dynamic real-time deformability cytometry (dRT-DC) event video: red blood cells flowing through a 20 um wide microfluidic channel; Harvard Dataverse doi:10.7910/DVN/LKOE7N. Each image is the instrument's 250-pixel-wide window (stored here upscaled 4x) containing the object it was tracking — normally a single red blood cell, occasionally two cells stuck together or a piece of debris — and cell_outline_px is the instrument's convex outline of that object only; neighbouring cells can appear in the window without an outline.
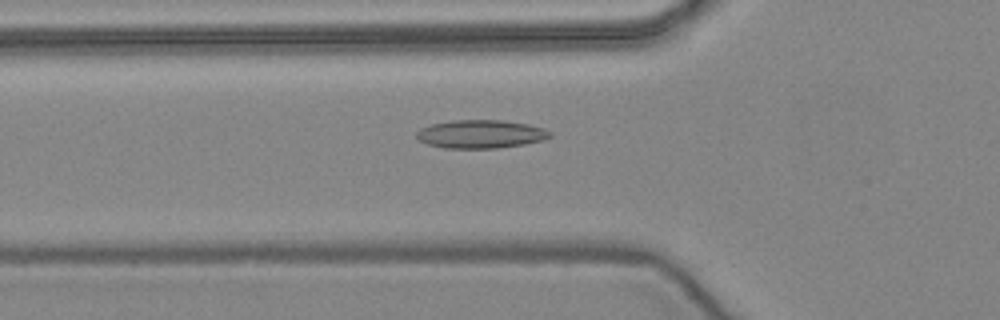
{"species": "common noctule bat (a hibernating species)", "species_latin": "Nyctalus noctula", "temperature_condition": "warm", "stored_images_in_passage": 46, "camera_frame_rate_fps": 3000, "um_per_image_px": 0.085, "animal": {"sex": "female", "body_mass_g": 24.6, "forearm_length_mm": 56.2}, "frame": {"image": 1, "passage_image": 12, "time_ms": 3.667, "image_size_px": [1000, 320], "cell_outline_px": [[552, 136], [544, 140], [524, 144], [496, 148], [444, 148], [428, 144], [420, 140], [416, 136], [416, 132], [420, 128], [432, 124], [452, 120], [504, 120], [528, 124], [544, 128], [552, 132]], "centroid_in_image_um": [40.89, 11.39], "position_along_channel_um": 84.9, "area_um2": 22.08}}
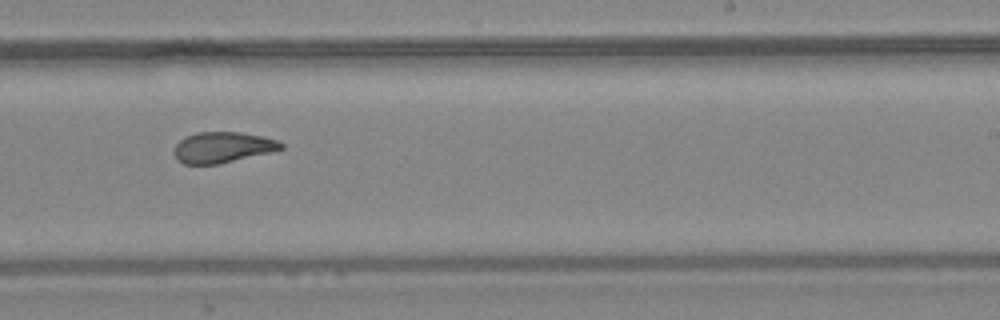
{"frame": {"image": 2, "passage_image": 26, "time_ms": 8.333, "image_size_px": [1000, 320], "cell_outline_px": [[284, 148], [276, 152], [220, 164], [184, 164], [176, 160], [172, 152], [176, 144], [184, 136], [196, 132], [240, 132], [264, 136], [276, 140], [284, 144]], "centroid_in_image_um": [18.94, 12.53], "position_along_channel_um": 270.1, "area_um2": 19.77}}
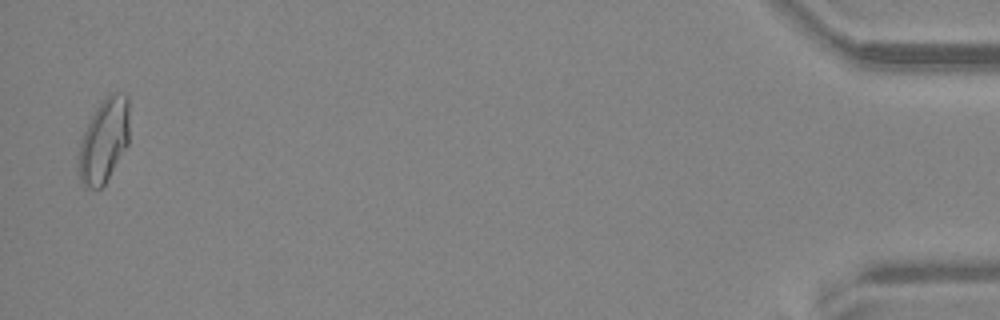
{"frame": {"image": 3, "passage_image": 45, "time_ms": 14.667, "image_size_px": [1000, 320], "cell_outline_px": [[128, 144], [104, 184], [100, 188], [84, 188], [80, 180], [80, 144], [84, 132], [100, 100], [112, 92], [124, 92], [128, 96]], "centroid_in_image_um": [8.86, 11.9], "position_along_channel_um": 426.3, "area_um2": 24.45}, "authors_computed_cell_mechanics": {"area_um2": 20.5479, "velocity_mm_per_s": 3.9471, "shape_relaxation_time_tau1_ms": null, "shape_relaxation_time_tau2_ms": 2.0585, "deformation_change_tau1": null, "deformation_change_tau2": 0.0765}}